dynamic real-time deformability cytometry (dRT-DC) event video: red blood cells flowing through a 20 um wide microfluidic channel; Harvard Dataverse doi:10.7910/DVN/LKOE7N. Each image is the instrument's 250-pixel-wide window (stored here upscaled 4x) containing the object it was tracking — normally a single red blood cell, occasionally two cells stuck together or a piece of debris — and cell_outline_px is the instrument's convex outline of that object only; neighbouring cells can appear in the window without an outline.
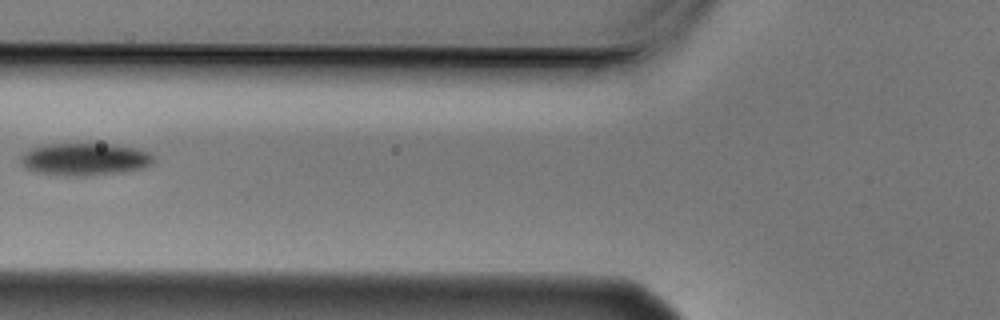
{"species": "Egyptian fruit bat (a non-hibernating species)", "species_latin": "Rousettus aegyptiacus", "temperature_condition": "cold", "stored_images_in_passage": 6, "camera_frame_rate_fps": 3000, "um_per_image_px": 0.085, "animal": {"sex": "male"}, "frame": {"image": 1, "passage_image": 6, "time_ms": 1.667, "image_size_px": [1000, 320], "cell_outline_px": [[156, 160], [152, 164], [144, 168], [120, 172], [84, 176], [64, 176], [36, 172], [20, 164], [20, 156], [24, 152], [32, 148], [44, 144], [116, 144], [140, 148], [152, 152], [156, 156]], "centroid_in_image_um": [7.28, 13.53], "position_along_channel_um": 118.5, "area_um2": 25.61}}